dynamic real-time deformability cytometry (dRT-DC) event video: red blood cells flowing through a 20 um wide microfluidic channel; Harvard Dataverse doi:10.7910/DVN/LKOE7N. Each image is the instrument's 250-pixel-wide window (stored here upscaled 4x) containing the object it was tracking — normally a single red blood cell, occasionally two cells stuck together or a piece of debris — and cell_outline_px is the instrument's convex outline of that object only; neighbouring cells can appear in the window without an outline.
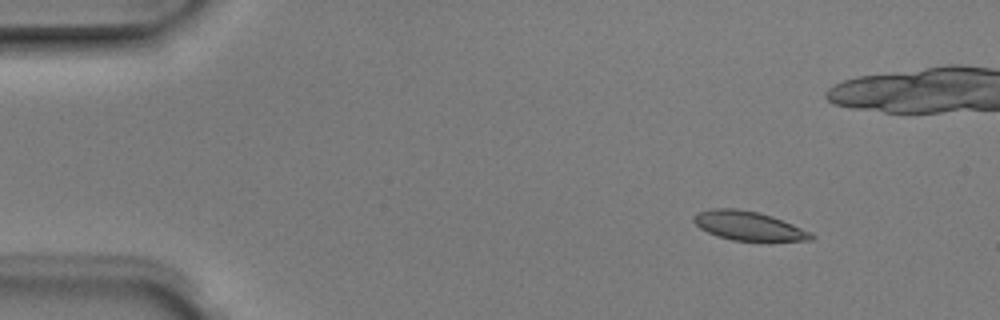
{"species": "Egyptian fruit bat (a non-hibernating species)", "species_latin": "Rousettus aegyptiacus", "temperature_condition": "room temperature", "stored_images_in_passage": 6, "camera_frame_rate_fps": 3000, "um_per_image_px": 0.085, "animal": {"sex": "male"}, "frame": {"image": 1, "passage_image": 1, "time_ms": 0.0, "image_size_px": [1000, 320], "cell_outline_px": [[816, 236], [812, 240], [732, 240], [716, 236], [700, 228], [692, 220], [692, 216], [696, 212], [712, 208], [736, 208], [760, 212], [772, 216], [812, 232]], "centroid_in_image_um": [63.59, 19.17], "position_along_channel_um": 21.4, "area_um2": 19.88}}
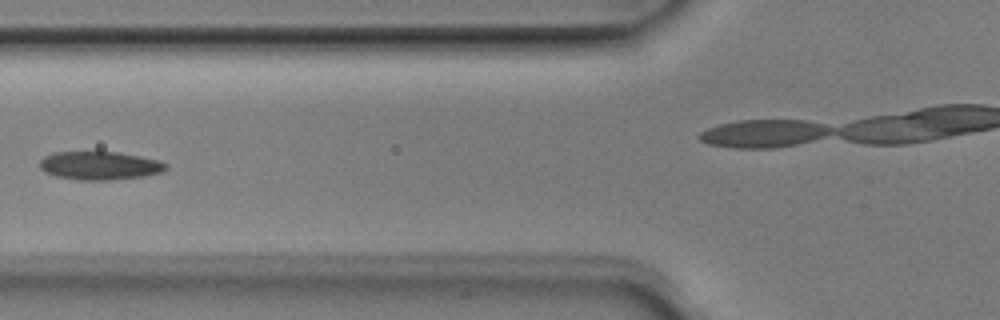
{"frame": {"image": 2, "passage_image": 5, "time_ms": 1.333, "image_size_px": [1000, 320], "cell_outline_px": [[168, 168], [164, 172], [144, 176], [112, 180], [80, 180], [56, 176], [44, 172], [40, 168], [40, 160], [44, 156], [56, 152], [120, 152], [160, 160], [168, 164]], "centroid_in_image_um": [8.52, 14.08], "position_along_channel_um": 117.3, "area_um2": 21.04}}